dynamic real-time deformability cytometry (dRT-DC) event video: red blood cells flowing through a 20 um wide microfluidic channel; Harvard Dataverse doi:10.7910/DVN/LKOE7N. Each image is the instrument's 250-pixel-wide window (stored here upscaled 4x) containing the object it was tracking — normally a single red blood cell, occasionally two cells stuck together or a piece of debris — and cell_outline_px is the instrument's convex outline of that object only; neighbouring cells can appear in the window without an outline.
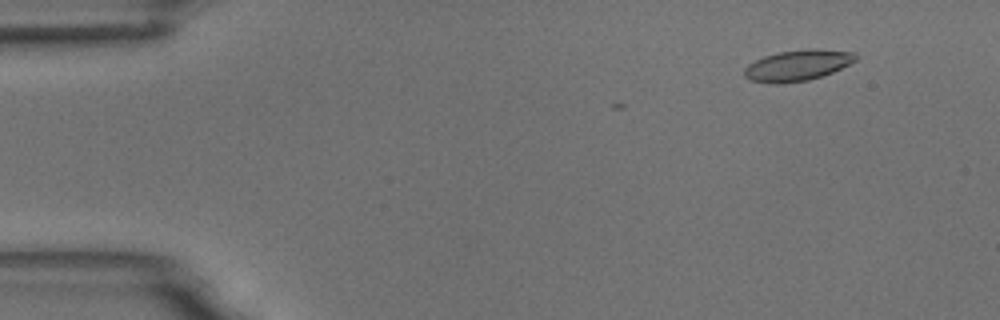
{"species": "common noctule bat (a hibernating species)", "species_latin": "Nyctalus noctula", "temperature_condition": "room temperature", "stored_images_in_passage": 4, "camera_frame_rate_fps": 3000, "um_per_image_px": 0.085, "animal": {"sex": "male", "body_mass_g": 18.8}, "frame": {"image": 1, "passage_image": 2, "time_ms": 1.0, "image_size_px": [1000, 320], "cell_outline_px": [[856, 60], [832, 72], [808, 80], [776, 84], [752, 80], [744, 76], [744, 68], [748, 64], [764, 56], [780, 52], [808, 48], [816, 48], [856, 52]], "centroid_in_image_um": [67.79, 5.54], "position_along_channel_um": 17.2, "area_um2": 19.88}}
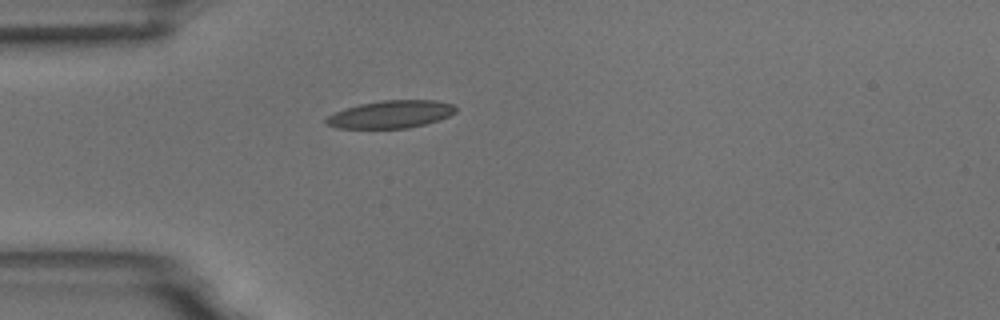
{"frame": {"image": 2, "passage_image": 4, "time_ms": 4.333, "image_size_px": [1000, 320], "cell_outline_px": [[456, 112], [440, 120], [408, 128], [336, 128], [324, 124], [324, 120], [328, 116], [344, 108], [360, 104], [380, 100], [436, 100], [452, 104], [456, 108]], "centroid_in_image_um": [33.2, 9.71], "position_along_channel_um": 51.8, "area_um2": 20.92}}